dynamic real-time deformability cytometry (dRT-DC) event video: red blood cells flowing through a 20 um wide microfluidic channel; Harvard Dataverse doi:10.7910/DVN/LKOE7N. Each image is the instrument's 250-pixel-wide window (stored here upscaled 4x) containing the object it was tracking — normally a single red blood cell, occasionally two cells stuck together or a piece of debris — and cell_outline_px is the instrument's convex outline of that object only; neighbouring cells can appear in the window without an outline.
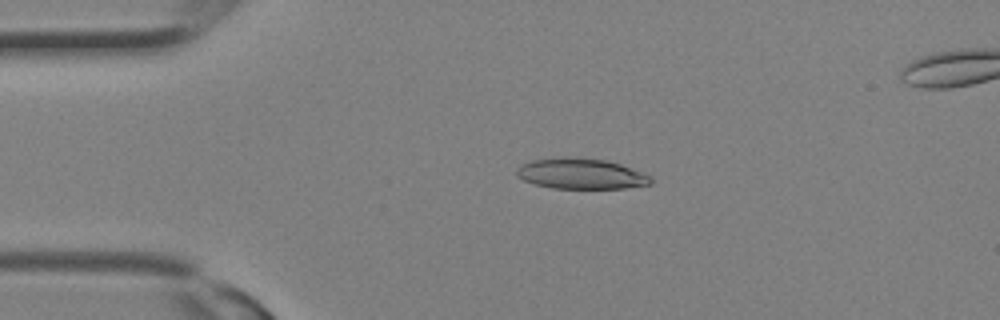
{"species": "Egyptian fruit bat (a non-hibernating species)", "species_latin": "Rousettus aegyptiacus", "temperature_condition": "room temperature", "stored_images_in_passage": 22, "camera_frame_rate_fps": 3000, "um_per_image_px": 0.085, "animal": {"sex": "female"}, "frame": {"image": 1, "passage_image": 7, "time_ms": 2.0, "image_size_px": [1000, 320], "cell_outline_px": [[652, 184], [624, 188], [552, 188], [536, 184], [524, 180], [516, 176], [516, 168], [532, 160], [608, 160], [620, 164], [640, 172], [648, 176], [652, 180]], "centroid_in_image_um": [49.4, 14.82], "position_along_channel_um": 35.6, "area_um2": 22.66}}
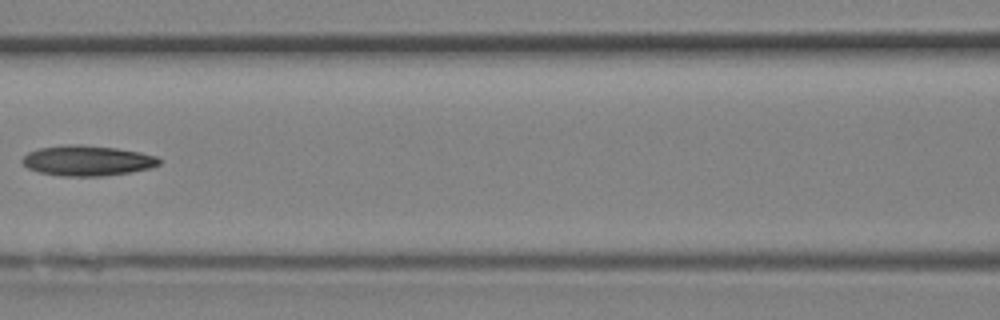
{"frame": {"image": 2, "passage_image": 14, "time_ms": 4.333, "image_size_px": [1000, 320], "cell_outline_px": [[160, 164], [152, 168], [104, 176], [60, 176], [40, 172], [28, 168], [20, 160], [28, 152], [40, 148], [64, 144], [80, 144], [116, 148], [140, 152], [156, 156], [160, 160]], "centroid_in_image_um": [7.41, 13.65], "position_along_channel_um": 159.2, "area_um2": 24.22}}
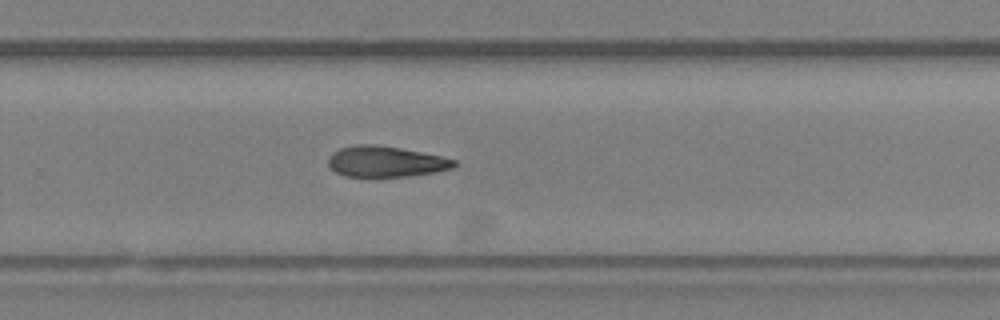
{"frame": {"image": 3, "passage_image": 20, "time_ms": 6.333, "image_size_px": [1000, 320], "cell_outline_px": [[456, 164], [452, 168], [436, 172], [408, 176], [344, 176], [336, 172], [328, 164], [328, 156], [332, 152], [340, 148], [356, 144], [376, 144], [400, 148], [440, 156], [456, 160]], "centroid_in_image_um": [32.75, 13.72], "position_along_channel_um": 297.0, "area_um2": 22.48}}